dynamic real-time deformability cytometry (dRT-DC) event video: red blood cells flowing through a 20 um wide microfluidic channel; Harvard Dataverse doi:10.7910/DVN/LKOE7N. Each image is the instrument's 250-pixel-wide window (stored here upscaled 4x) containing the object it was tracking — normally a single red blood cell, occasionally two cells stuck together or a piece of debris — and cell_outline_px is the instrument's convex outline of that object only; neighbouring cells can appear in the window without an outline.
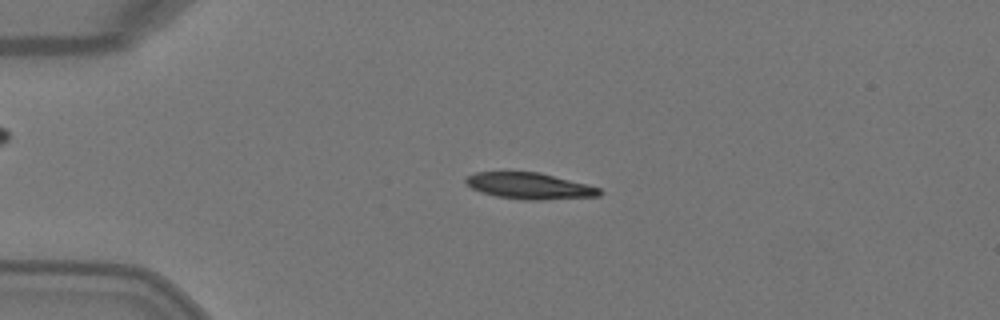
{"species": "Egyptian fruit bat (a non-hibernating species)", "species_latin": "Rousettus aegyptiacus", "temperature_condition": "warm", "stored_images_in_passage": 2, "camera_frame_rate_fps": 3000, "um_per_image_px": 0.085, "animal": {"sex": "female"}, "frame": {"image": 1, "passage_image": 1, "time_ms": 0.0, "image_size_px": [1000, 320], "cell_outline_px": [[604, 192], [600, 196], [540, 200], [524, 200], [496, 196], [480, 192], [472, 188], [464, 180], [468, 176], [476, 172], [540, 172], [588, 184], [600, 188]], "centroid_in_image_um": [45.06, 15.81], "position_along_channel_um": 39.9, "area_um2": 20.58}}